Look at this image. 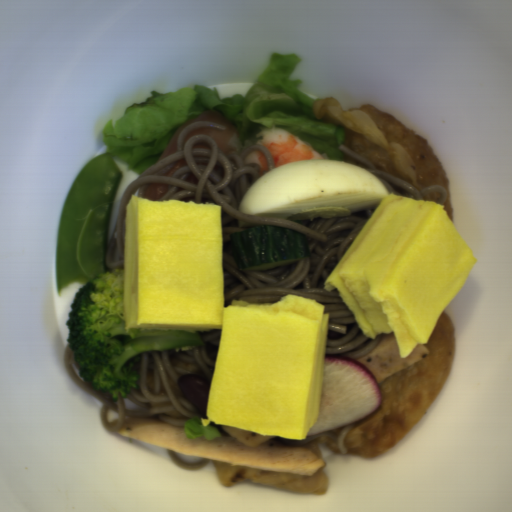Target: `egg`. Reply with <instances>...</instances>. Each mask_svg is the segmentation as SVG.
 <instances>
[{"label": "egg", "instance_id": "d2b9013d", "mask_svg": "<svg viewBox=\"0 0 512 512\" xmlns=\"http://www.w3.org/2000/svg\"><path fill=\"white\" fill-rule=\"evenodd\" d=\"M389 194L363 167L340 159L288 162L260 176L244 193L241 213L289 222L374 210Z\"/></svg>", "mask_w": 512, "mask_h": 512}]
</instances>
